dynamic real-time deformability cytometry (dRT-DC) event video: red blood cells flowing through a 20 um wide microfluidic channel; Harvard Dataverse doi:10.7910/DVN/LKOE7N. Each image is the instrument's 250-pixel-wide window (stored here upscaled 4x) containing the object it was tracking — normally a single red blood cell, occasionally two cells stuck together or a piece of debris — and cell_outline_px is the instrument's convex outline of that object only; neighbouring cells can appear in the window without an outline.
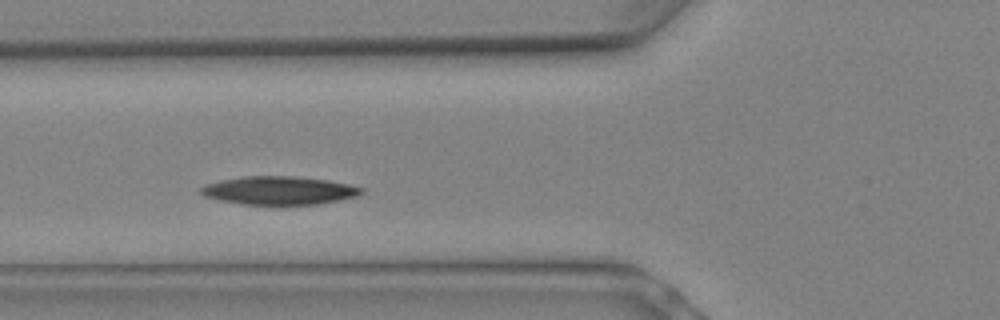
{"species": "Egyptian fruit bat (a non-hibernating species)", "species_latin": "Rousettus aegyptiacus", "temperature_condition": "warm", "stored_images_in_passage": 5, "camera_frame_rate_fps": 3000, "um_per_image_px": 0.085, "animal": {"sex": "female"}, "frame": {"image": 1, "passage_image": 4, "time_ms": 1.0, "image_size_px": [1000, 320], "cell_outline_px": [[364, 192], [356, 196], [316, 204], [244, 204], [220, 200], [204, 196], [200, 192], [200, 188], [204, 184], [220, 180], [244, 176], [296, 176], [328, 180], [348, 184], [364, 188]], "centroid_in_image_um": [23.69, 16.17], "position_along_channel_um": 102.1, "area_um2": 26.3}}